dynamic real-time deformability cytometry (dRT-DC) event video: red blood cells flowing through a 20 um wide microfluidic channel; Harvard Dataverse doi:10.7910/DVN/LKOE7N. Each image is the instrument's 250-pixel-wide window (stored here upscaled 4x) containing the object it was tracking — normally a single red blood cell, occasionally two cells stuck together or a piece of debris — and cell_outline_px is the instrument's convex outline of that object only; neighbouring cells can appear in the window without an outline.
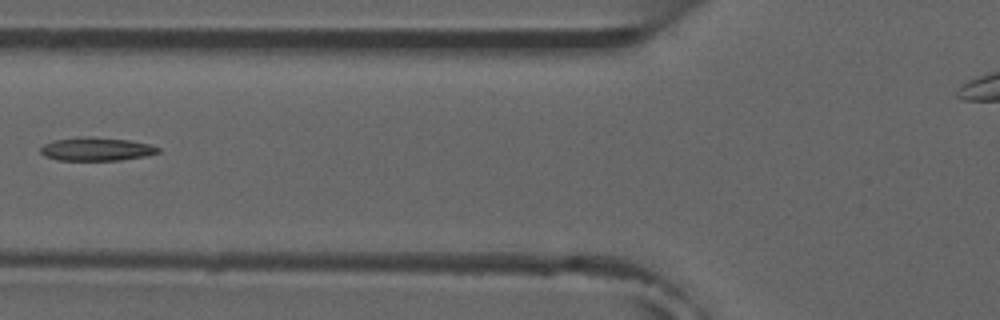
{"species": "common noctule bat (a hibernating species)", "species_latin": "Nyctalus noctula", "temperature_condition": "room temperature", "stored_images_in_passage": 6, "camera_frame_rate_fps": 3000, "um_per_image_px": 0.085, "animal": {"sex": "male", "forearm_length_mm": 52.5}, "frame": {"image": 1, "passage_image": 5, "time_ms": 5.667, "image_size_px": [1000, 320], "cell_outline_px": [[160, 152], [144, 156], [120, 160], [56, 160], [44, 156], [40, 152], [40, 148], [44, 144], [52, 140], [84, 136], [92, 136], [128, 140], [148, 144], [160, 148]], "centroid_in_image_um": [8.14, 12.66], "position_along_channel_um": 117.7, "area_um2": 16.07}}
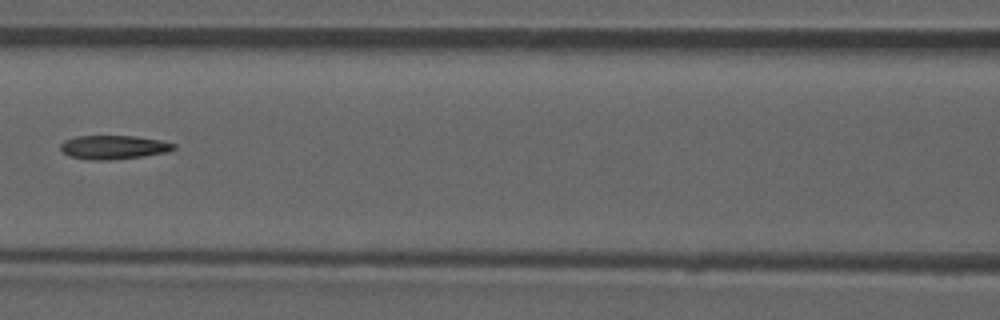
{"frame": {"image": 2, "passage_image": 6, "time_ms": 6.667, "image_size_px": [1000, 320], "cell_outline_px": [[176, 148], [168, 152], [144, 156], [112, 160], [88, 160], [72, 156], [64, 152], [60, 148], [60, 144], [64, 140], [76, 136], [136, 136], [160, 140], [176, 144]], "centroid_in_image_um": [9.68, 12.51], "position_along_channel_um": 156.9, "area_um2": 15.78}}